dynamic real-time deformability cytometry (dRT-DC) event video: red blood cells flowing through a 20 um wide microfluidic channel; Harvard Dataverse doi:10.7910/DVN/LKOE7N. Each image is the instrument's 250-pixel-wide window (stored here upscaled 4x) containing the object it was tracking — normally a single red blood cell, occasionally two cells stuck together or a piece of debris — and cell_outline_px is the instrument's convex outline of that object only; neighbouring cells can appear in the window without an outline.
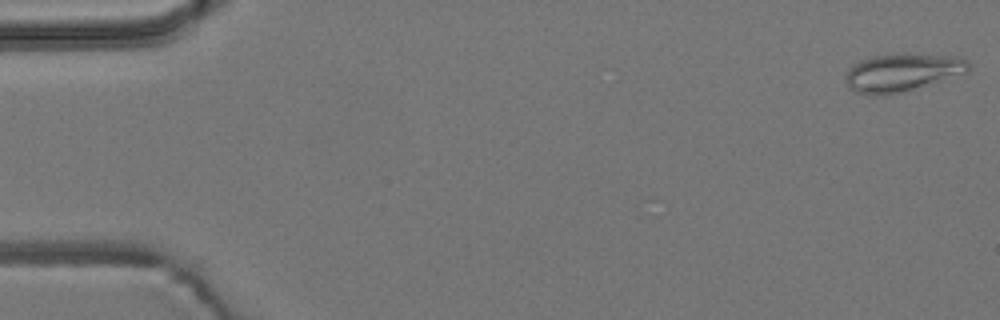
{"species": "common noctule bat (a hibernating species)", "species_latin": "Nyctalus noctula", "temperature_condition": "room temperature", "stored_images_in_passage": 13, "camera_frame_rate_fps": 3000, "um_per_image_px": 0.085, "animal": {"sex": "male", "body_mass_g": 19.2, "forearm_length_mm": 51.8}, "frame": {"image": 1, "passage_image": 1, "time_ms": 0.0, "image_size_px": [1000, 320], "cell_outline_px": [[972, 64], [968, 72], [900, 92], [872, 96], [868, 96], [852, 92], [848, 88], [844, 76], [848, 68], [852, 64], [860, 60], [876, 56], [952, 56], [964, 60]], "centroid_in_image_um": [76.57, 6.21], "position_along_channel_um": 8.4, "area_um2": 26.24}}